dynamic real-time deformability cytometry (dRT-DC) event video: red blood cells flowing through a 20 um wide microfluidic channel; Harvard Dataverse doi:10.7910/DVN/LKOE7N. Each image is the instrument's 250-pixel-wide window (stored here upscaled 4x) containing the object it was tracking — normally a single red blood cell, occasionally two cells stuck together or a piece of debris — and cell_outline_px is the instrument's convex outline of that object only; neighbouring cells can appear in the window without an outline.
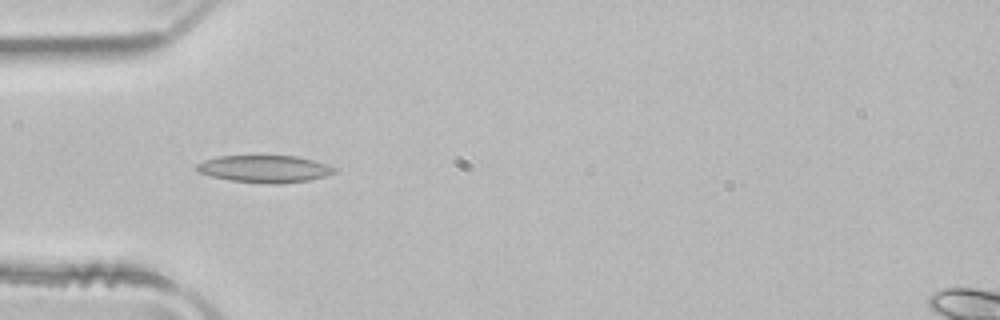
{"species": "common noctule bat (a hibernating species)", "species_latin": "Nyctalus noctula", "temperature_condition": "room temperature", "stored_images_in_passage": 36, "camera_frame_rate_fps": 3000, "um_per_image_px": 0.085, "animal": {"sex": "male", "body_mass_g": 21.5, "forearm_length_mm": 52.0}, "frame": {"image": 1, "passage_image": 1, "time_ms": 0.0, "image_size_px": [1000, 320], "cell_outline_px": [[336, 172], [324, 176], [308, 180], [280, 184], [268, 184], [228, 180], [196, 172], [196, 164], [204, 160], [216, 156], [296, 156], [328, 164], [336, 168]], "centroid_in_image_um": [22.46, 14.36], "position_along_channel_um": 62.5, "area_um2": 21.91}}
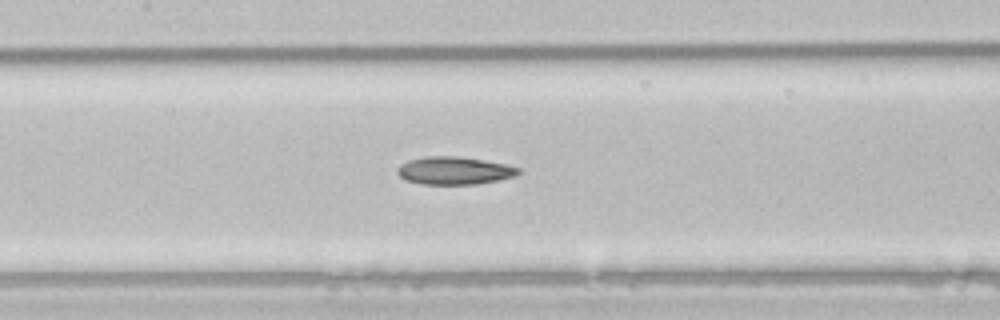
{"frame": {"image": 2, "passage_image": 9, "time_ms": 2.667, "image_size_px": [1000, 320], "cell_outline_px": [[520, 172], [516, 176], [476, 184], [420, 184], [404, 180], [396, 172], [396, 168], [400, 164], [408, 160], [424, 156], [456, 156], [484, 160], [504, 164], [520, 168]], "centroid_in_image_um": [38.56, 14.5], "position_along_channel_um": 168.8, "area_um2": 19.65}}
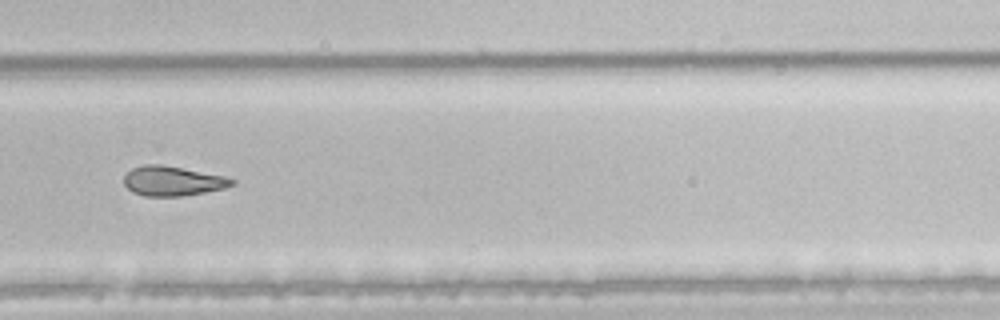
{"frame": {"image": 3, "passage_image": 20, "time_ms": 6.333, "image_size_px": [1000, 320], "cell_outline_px": [[236, 184], [224, 188], [204, 192], [180, 196], [144, 196], [132, 192], [124, 184], [124, 176], [132, 168], [144, 164], [160, 164], [224, 176], [236, 180]], "centroid_in_image_um": [14.66, 15.38], "position_along_channel_um": 315.1, "area_um2": 18.55}, "authors_computed_cell_mechanics": {"area_um2": 19.3052, "velocity_mm_per_s": 4.0128, "shape_relaxation_time_tau1_ms": null, "shape_relaxation_time_tau2_ms": 6.0197, "deformation_change_tau1": null, "deformation_change_tau2": 0.154}}